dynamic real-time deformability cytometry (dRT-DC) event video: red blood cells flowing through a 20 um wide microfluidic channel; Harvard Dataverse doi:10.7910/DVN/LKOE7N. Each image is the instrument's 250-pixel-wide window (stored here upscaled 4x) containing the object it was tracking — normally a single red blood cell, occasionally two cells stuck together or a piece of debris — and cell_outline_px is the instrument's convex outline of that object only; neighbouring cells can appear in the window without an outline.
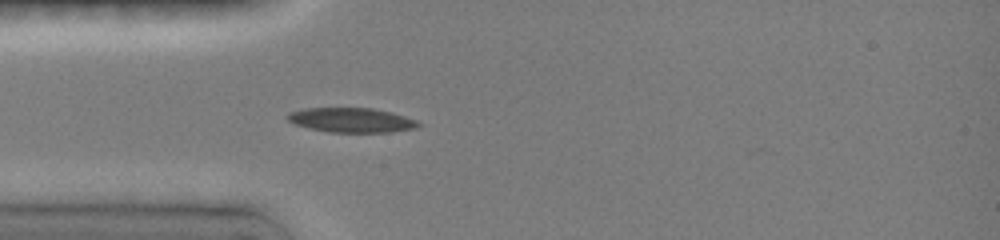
{"species": "common noctule bat (a hibernating species)", "species_latin": "Nyctalus noctula", "temperature_condition": "room temperature", "stored_images_in_passage": 1, "camera_frame_rate_fps": 3000, "um_per_image_px": 0.085, "animal": {"sex": "female", "body_mass_g": 19.0, "forearm_length_mm": 51.5}, "frame": {"image": 1, "passage_image": 1, "time_ms": 0.0, "image_size_px": [1000, 240], "cell_outline_px": [[424, 124], [416, 128], [392, 132], [328, 132], [308, 128], [296, 124], [288, 120], [284, 116], [288, 112], [304, 108], [372, 108], [392, 112], [416, 120]], "centroid_in_image_um": [29.87, 10.21], "position_along_channel_um": 55.1, "area_um2": 18.9}}